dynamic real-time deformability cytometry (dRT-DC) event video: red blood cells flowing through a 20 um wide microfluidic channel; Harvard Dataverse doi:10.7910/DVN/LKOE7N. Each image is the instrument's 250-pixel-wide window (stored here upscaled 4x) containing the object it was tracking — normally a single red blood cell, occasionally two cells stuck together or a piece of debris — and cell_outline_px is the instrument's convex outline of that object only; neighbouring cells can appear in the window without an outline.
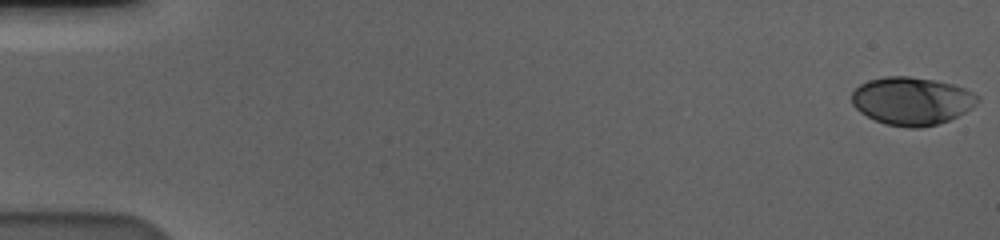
{"species": "human", "species_latin": "Homo sapiens", "temperature_condition": "cold", "stored_images_in_passage": 58, "camera_frame_rate_fps": 3000, "um_per_image_px": 0.085, "donor": {"sex": "male"}, "frame": {"image": 1, "passage_image": 1, "time_ms": 0.0, "image_size_px": [1000, 240], "cell_outline_px": [[980, 100], [972, 108], [948, 120], [936, 124], [920, 128], [908, 128], [884, 124], [860, 112], [852, 104], [852, 92], [860, 84], [868, 80], [884, 76], [908, 76], [932, 80], [952, 84], [964, 88], [980, 96]], "centroid_in_image_um": [77.49, 8.58], "position_along_channel_um": 7.5, "area_um2": 35.08}}
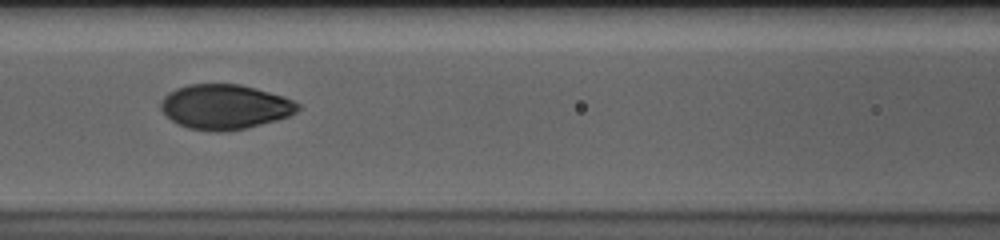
{"frame": {"image": 2, "passage_image": 27, "time_ms": 8.667, "image_size_px": [1000, 240], "cell_outline_px": [[300, 108], [296, 112], [288, 116], [276, 120], [244, 128], [220, 132], [216, 132], [188, 128], [176, 124], [160, 108], [160, 100], [164, 96], [176, 88], [188, 84], [240, 84], [256, 88], [284, 96], [300, 104]], "centroid_in_image_um": [19.1, 9.07], "position_along_channel_um": 147.5, "area_um2": 35.72}}
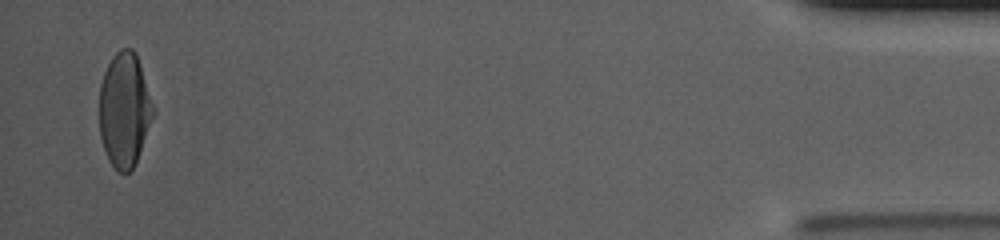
{"frame": {"image": 3, "passage_image": 57, "time_ms": 18.667, "image_size_px": [1000, 240], "cell_outline_px": [[152, 116], [136, 164], [124, 176], [116, 172], [108, 160], [100, 136], [100, 84], [104, 72], [112, 56], [120, 48], [132, 48], [136, 52], [140, 64], [152, 104]], "centroid_in_image_um": [10.55, 9.36], "position_along_channel_um": 424.7, "area_um2": 35.6}, "authors_computed_cell_mechanics": {"area_um2": 35.7204, "velocity_mm_per_s": 3.5894, "shape_relaxation_time_tau1_ms": 4.0429, "shape_relaxation_time_tau2_ms": null, "deformation_change_tau1": 0.1922, "deformation_change_tau2": null}}